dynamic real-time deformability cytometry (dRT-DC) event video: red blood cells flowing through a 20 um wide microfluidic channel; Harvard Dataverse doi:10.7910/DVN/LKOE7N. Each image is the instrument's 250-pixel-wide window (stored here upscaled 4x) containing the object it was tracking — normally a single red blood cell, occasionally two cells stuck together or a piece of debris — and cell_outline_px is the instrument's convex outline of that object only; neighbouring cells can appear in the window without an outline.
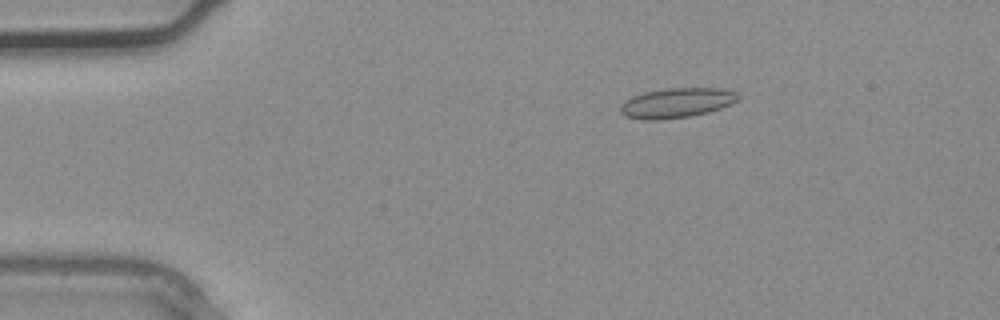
{"species": "common noctule bat (a hibernating species)", "species_latin": "Nyctalus noctula", "temperature_condition": "warm", "stored_images_in_passage": 3, "camera_frame_rate_fps": 3000, "um_per_image_px": 0.085, "animal": {"sex": "male", "body_mass_g": 20.4}, "frame": {"image": 1, "passage_image": 2, "time_ms": 0.333, "image_size_px": [1000, 320], "cell_outline_px": [[740, 100], [732, 104], [708, 112], [692, 116], [660, 120], [644, 120], [624, 116], [620, 112], [620, 104], [624, 100], [632, 96], [644, 92], [668, 88], [720, 88], [736, 92], [740, 96]], "centroid_in_image_um": [57.51, 8.75], "position_along_channel_um": 27.5, "area_um2": 20.75}}